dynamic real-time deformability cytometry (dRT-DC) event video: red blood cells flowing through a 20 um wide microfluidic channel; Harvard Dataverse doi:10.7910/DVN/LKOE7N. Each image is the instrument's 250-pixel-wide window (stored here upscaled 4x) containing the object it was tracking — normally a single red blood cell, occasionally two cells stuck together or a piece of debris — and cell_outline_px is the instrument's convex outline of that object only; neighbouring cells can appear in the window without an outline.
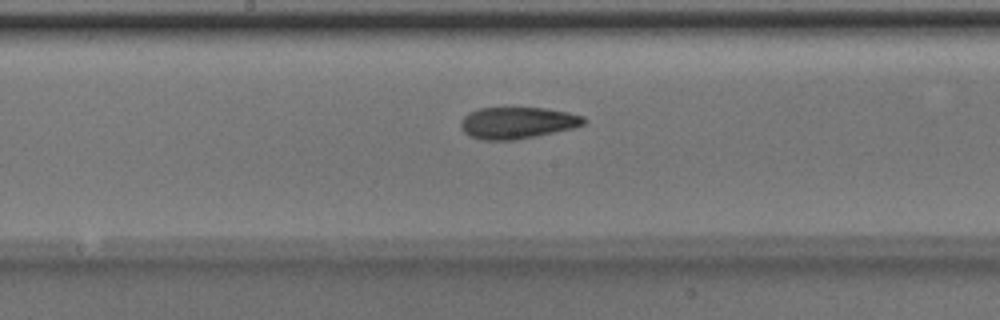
{"species": "Egyptian fruit bat (a non-hibernating species)", "species_latin": "Rousettus aegyptiacus", "temperature_condition": "room temperature", "stored_images_in_passage": 32, "camera_frame_rate_fps": 3000, "um_per_image_px": 0.085, "animal": {"sex": "male"}, "frame": {"image": 1, "passage_image": 13, "time_ms": 4.0, "image_size_px": [1000, 320], "cell_outline_px": [[588, 120], [584, 124], [572, 128], [516, 140], [480, 140], [468, 136], [460, 128], [460, 120], [468, 112], [480, 108], [544, 108], [568, 112], [584, 116]], "centroid_in_image_um": [43.94, 10.44], "position_along_channel_um": 204.3, "area_um2": 22.83}}
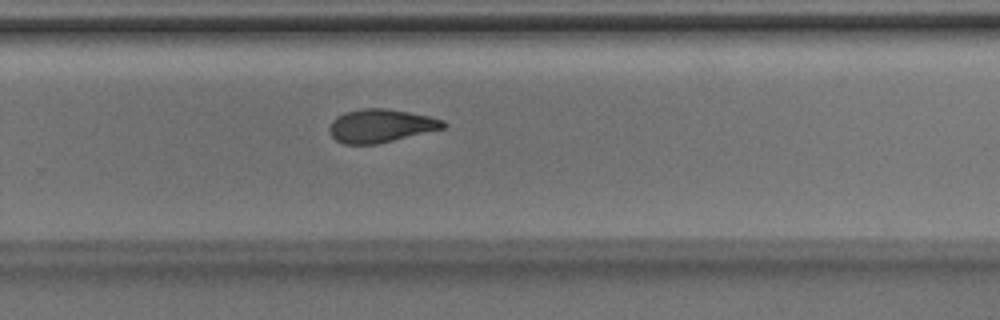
{"frame": {"image": 2, "passage_image": 20, "time_ms": 6.333, "image_size_px": [1000, 320], "cell_outline_px": [[448, 124], [444, 128], [376, 144], [344, 144], [336, 140], [332, 136], [328, 128], [332, 120], [336, 116], [344, 112], [364, 108], [384, 108], [408, 112], [428, 116], [444, 120]], "centroid_in_image_um": [32.34, 10.68], "position_along_channel_um": 297.5, "area_um2": 21.96}}
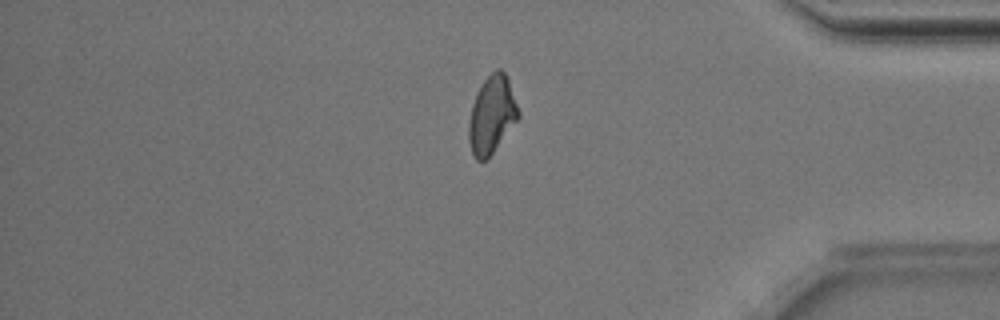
{"frame": {"image": 3, "passage_image": 29, "time_ms": 9.333, "image_size_px": [1000, 320], "cell_outline_px": [[520, 116], [492, 152], [484, 160], [476, 160], [472, 152], [468, 140], [468, 124], [472, 104], [476, 92], [484, 80], [496, 68], [500, 68], [508, 76], [520, 112]], "centroid_in_image_um": [41.8, 9.7], "position_along_channel_um": 393.4, "area_um2": 22.31}, "authors_computed_cell_mechanics": {"area_um2": 22.5709, "velocity_mm_per_s": 4.0146, "shape_relaxation_time_tau1_ms": 7.2171, "shape_relaxation_time_tau2_ms": 3.5159, "deformation_change_tau1": 0.1779, "deformation_change_tau2": 0.1088}}